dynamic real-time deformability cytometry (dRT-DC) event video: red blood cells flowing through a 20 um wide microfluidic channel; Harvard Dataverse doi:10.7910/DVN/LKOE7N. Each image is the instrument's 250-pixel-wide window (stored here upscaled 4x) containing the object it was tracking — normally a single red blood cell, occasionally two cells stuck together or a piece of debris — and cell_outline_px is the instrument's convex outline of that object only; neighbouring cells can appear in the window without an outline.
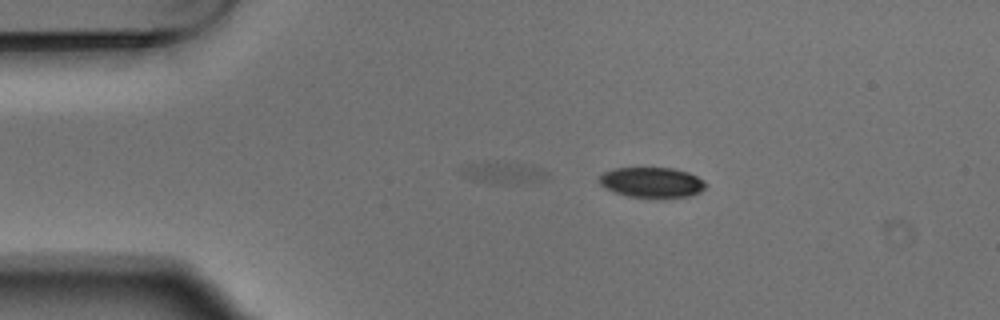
{"species": "Egyptian fruit bat (a non-hibernating species)", "species_latin": "Rousettus aegyptiacus", "temperature_condition": "warm", "stored_images_in_passage": 5, "camera_frame_rate_fps": 3000, "um_per_image_px": 0.085, "animal": {"sex": "male"}, "frame": {"image": 1, "passage_image": 1, "time_ms": 0.0, "image_size_px": [1000, 320], "cell_outline_px": [[708, 184], [700, 192], [688, 196], [628, 196], [604, 188], [600, 184], [600, 176], [604, 172], [612, 168], [672, 168], [688, 172], [704, 180]], "centroid_in_image_um": [55.41, 15.47], "position_along_channel_um": 29.6, "area_um2": 18.38}}
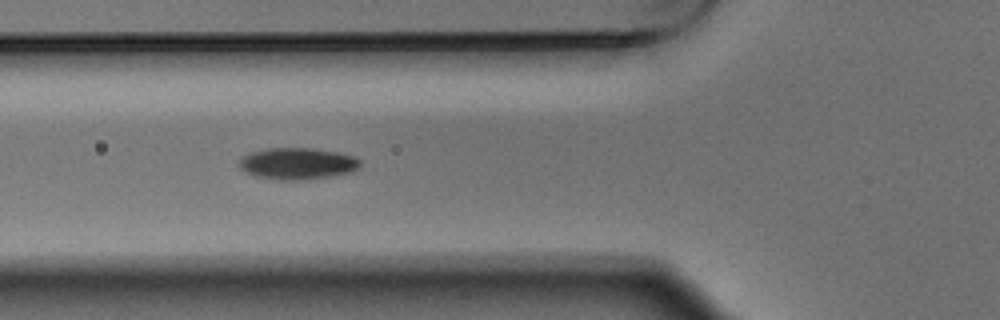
{"frame": {"image": 2, "passage_image": 3, "time_ms": 0.667, "image_size_px": [1000, 320], "cell_outline_px": [[360, 168], [352, 172], [332, 176], [308, 180], [280, 180], [256, 176], [244, 172], [236, 164], [240, 156], [252, 152], [268, 148], [312, 148], [336, 152], [356, 156], [360, 160]], "centroid_in_image_um": [25.27, 13.91], "position_along_channel_um": 100.5, "area_um2": 22.72}}
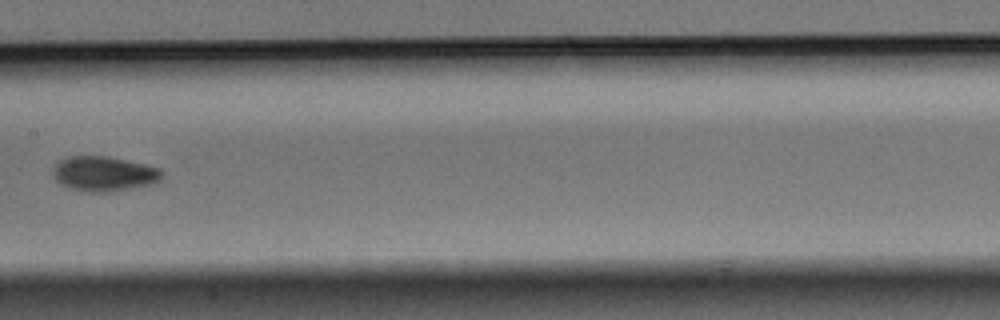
{"frame": {"image": 3, "passage_image": 5, "time_ms": 1.333, "image_size_px": [1000, 320], "cell_outline_px": [[164, 176], [156, 184], [112, 192], [88, 192], [72, 188], [60, 184], [52, 176], [52, 168], [60, 160], [68, 156], [108, 156], [144, 164], [160, 168]], "centroid_in_image_um": [8.86, 14.78], "position_along_channel_um": 198.5, "area_um2": 22.48}}